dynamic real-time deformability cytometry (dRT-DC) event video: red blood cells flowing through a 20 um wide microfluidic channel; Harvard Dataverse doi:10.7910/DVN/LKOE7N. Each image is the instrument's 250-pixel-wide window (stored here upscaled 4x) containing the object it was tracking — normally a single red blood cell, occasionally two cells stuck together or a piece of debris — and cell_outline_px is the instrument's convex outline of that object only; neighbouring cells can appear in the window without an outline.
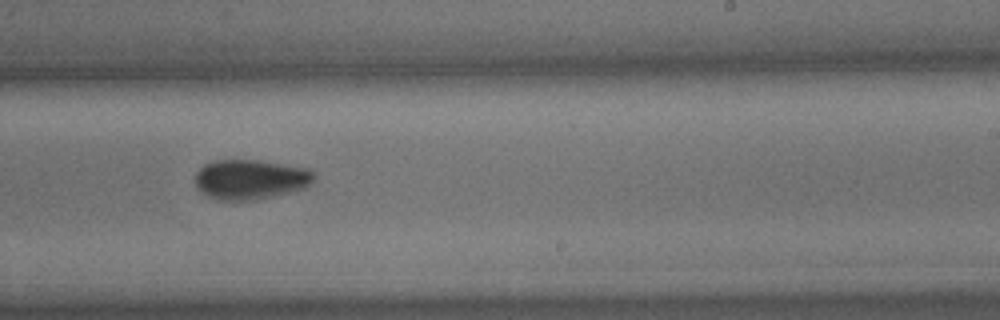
{"species": "common noctule bat (a hibernating species)", "species_latin": "Nyctalus noctula", "temperature_condition": "cold", "stored_images_in_passage": 16, "camera_frame_rate_fps": 3000, "um_per_image_px": 0.085, "animal": {"sex": "male", "body_mass_g": 15.6}, "frame": {"image": 1, "passage_image": 10, "time_ms": 3.0, "image_size_px": [1000, 320], "cell_outline_px": [[316, 172], [312, 180], [304, 188], [256, 200], [220, 200], [208, 196], [200, 192], [196, 188], [196, 172], [204, 164], [212, 160], [256, 160], [312, 168]], "centroid_in_image_um": [21.27, 15.23], "position_along_channel_um": 267.7, "area_um2": 27.69}}
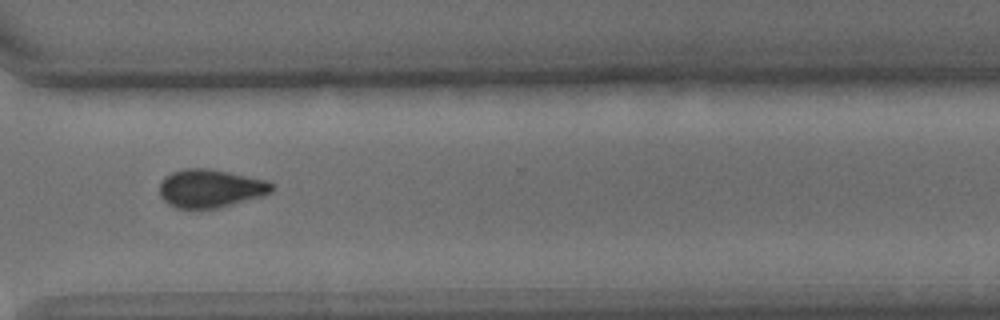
{"frame": {"image": 2, "passage_image": 12, "time_ms": 3.667, "image_size_px": [1000, 320], "cell_outline_px": [[272, 192], [260, 196], [216, 208], [176, 208], [168, 204], [160, 196], [160, 184], [164, 176], [172, 172], [184, 168], [208, 168], [268, 180], [272, 184]], "centroid_in_image_um": [17.85, 16.0], "position_along_channel_um": 352.8, "area_um2": 24.8}}
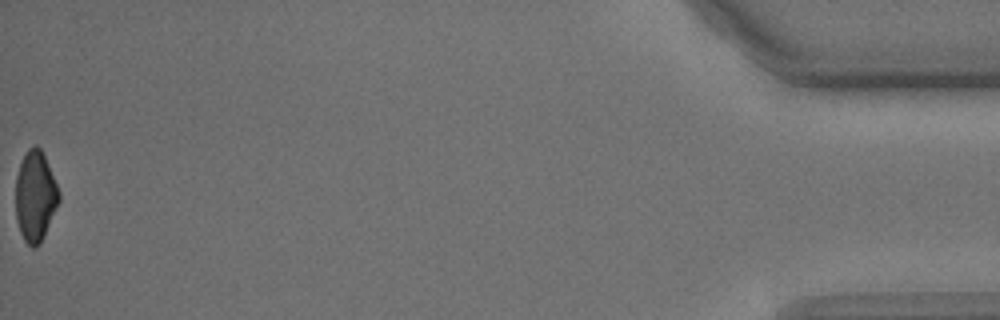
{"frame": {"image": 3, "passage_image": 16, "time_ms": 5.0, "image_size_px": [1000, 320], "cell_outline_px": [[60, 200], [44, 236], [40, 244], [36, 248], [32, 248], [24, 240], [20, 232], [16, 220], [16, 176], [20, 164], [28, 148], [36, 144], [40, 148], [44, 156], [60, 192]], "centroid_in_image_um": [3.0, 16.71], "position_along_channel_um": 432.2, "area_um2": 22.77}}